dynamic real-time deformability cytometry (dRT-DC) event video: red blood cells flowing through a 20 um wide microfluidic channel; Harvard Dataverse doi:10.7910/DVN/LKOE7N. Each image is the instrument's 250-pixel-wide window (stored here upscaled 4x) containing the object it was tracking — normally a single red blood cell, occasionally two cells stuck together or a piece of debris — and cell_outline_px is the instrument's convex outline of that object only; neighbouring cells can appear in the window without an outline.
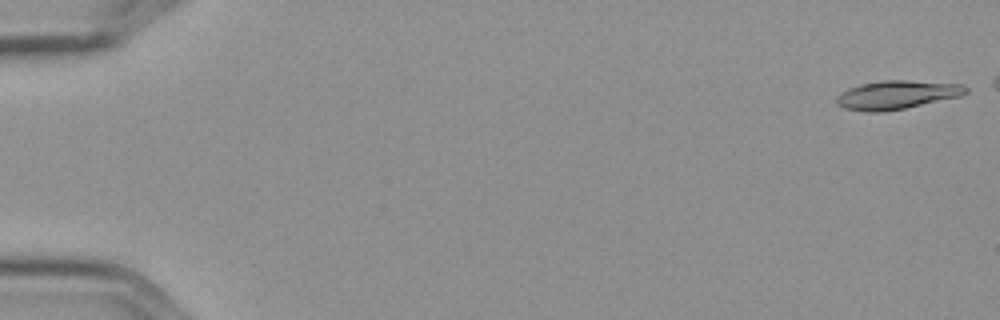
{"species": "Egyptian fruit bat (a non-hibernating species)", "species_latin": "Rousettus aegyptiacus", "temperature_condition": "cold", "stored_images_in_passage": 7, "camera_frame_rate_fps": 3000, "um_per_image_px": 0.085, "frame": {"image": 1, "passage_image": 1, "time_ms": 0.0, "image_size_px": [1000, 320], "cell_outline_px": [[968, 92], [960, 96], [904, 108], [884, 112], [864, 112], [844, 108], [836, 104], [836, 96], [840, 92], [848, 88], [860, 84], [880, 80], [908, 80], [964, 84], [968, 88]], "centroid_in_image_um": [76.19, 8.05], "position_along_channel_um": 8.8, "area_um2": 21.73}}
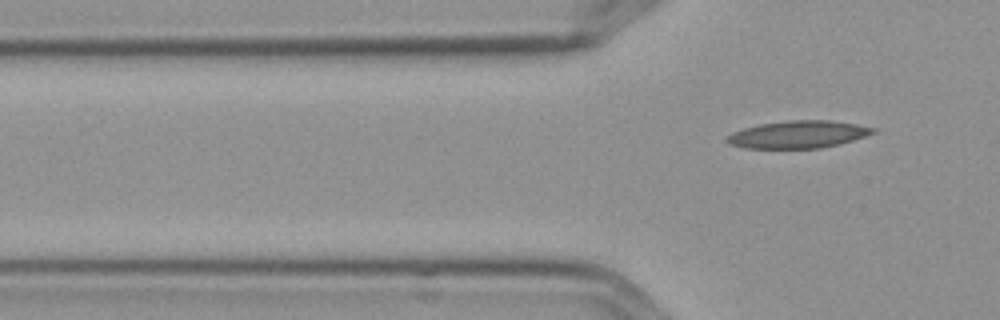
{"frame": {"image": 2, "passage_image": 7, "time_ms": 2.0, "image_size_px": [1000, 320], "cell_outline_px": [[876, 132], [852, 140], [820, 148], [744, 148], [732, 144], [724, 140], [732, 132], [744, 128], [760, 124], [788, 120], [828, 120], [856, 124], [876, 128]], "centroid_in_image_um": [67.82, 11.42], "position_along_channel_um": 58.0, "area_um2": 23.06}}